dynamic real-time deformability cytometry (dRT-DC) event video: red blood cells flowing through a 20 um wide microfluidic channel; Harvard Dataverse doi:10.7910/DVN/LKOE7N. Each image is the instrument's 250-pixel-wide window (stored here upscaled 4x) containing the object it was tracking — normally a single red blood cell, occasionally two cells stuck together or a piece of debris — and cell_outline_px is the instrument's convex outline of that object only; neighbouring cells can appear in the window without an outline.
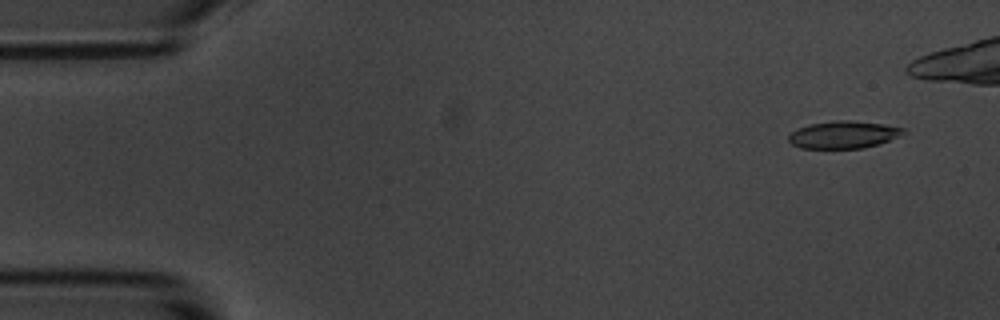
{"species": "common noctule bat (a hibernating species)", "species_latin": "Nyctalus noctula", "temperature_condition": "room temperature", "stored_images_in_passage": 7, "camera_frame_rate_fps": 3000, "um_per_image_px": 0.085, "animal": {"sex": "male", "body_mass_g": 20.1, "forearm_length_mm": 53.5}, "frame": {"image": 1, "passage_image": 1, "time_ms": 0.0, "image_size_px": [1000, 320], "cell_outline_px": [[904, 132], [880, 144], [864, 148], [800, 148], [792, 144], [788, 140], [788, 136], [796, 128], [808, 124], [836, 120], [848, 120], [884, 124], [904, 128]], "centroid_in_image_um": [71.64, 11.44], "position_along_channel_um": 13.4, "area_um2": 18.21}}